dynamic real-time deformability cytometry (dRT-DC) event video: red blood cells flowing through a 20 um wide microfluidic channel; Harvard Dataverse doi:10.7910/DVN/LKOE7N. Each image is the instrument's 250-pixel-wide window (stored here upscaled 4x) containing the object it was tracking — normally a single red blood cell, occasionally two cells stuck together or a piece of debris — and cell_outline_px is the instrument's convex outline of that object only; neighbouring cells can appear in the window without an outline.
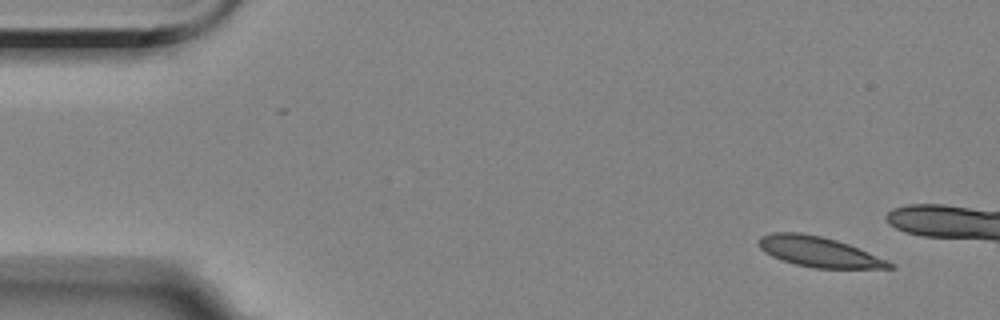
{"species": "Egyptian fruit bat (a non-hibernating species)", "species_latin": "Rousettus aegyptiacus", "temperature_condition": "room temperature", "stored_images_in_passage": 4, "camera_frame_rate_fps": 3000, "um_per_image_px": 0.085, "animal": {"sex": "female"}, "frame": {"image": 1, "passage_image": 1, "time_ms": 0.0, "image_size_px": [1000, 320], "cell_outline_px": [[896, 268], [816, 268], [796, 264], [772, 256], [764, 252], [760, 248], [756, 240], [760, 236], [772, 232], [800, 232], [820, 236], [836, 240], [848, 244], [888, 260], [896, 264]], "centroid_in_image_um": [69.59, 21.39], "position_along_channel_um": 15.4, "area_um2": 23.0}}